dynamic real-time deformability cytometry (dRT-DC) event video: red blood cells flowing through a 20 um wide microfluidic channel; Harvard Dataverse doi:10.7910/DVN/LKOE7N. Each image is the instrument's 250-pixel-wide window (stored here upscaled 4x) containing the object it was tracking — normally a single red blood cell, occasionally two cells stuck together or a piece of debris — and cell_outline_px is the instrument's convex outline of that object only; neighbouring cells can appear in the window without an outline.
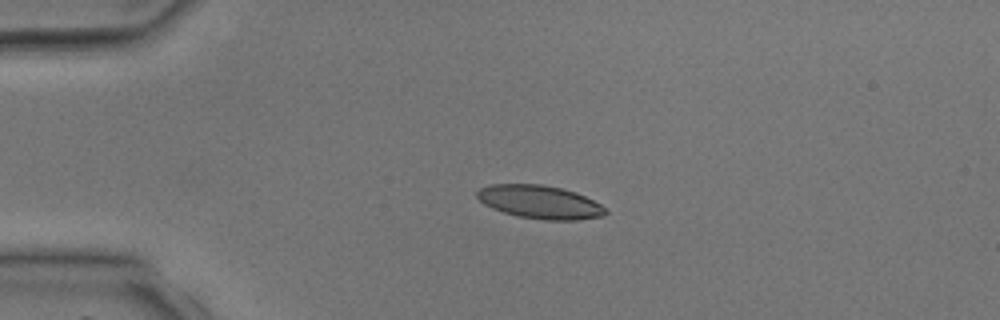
{"species": "common noctule bat (a hibernating species)", "species_latin": "Nyctalus noctula", "temperature_condition": "room temperature", "stored_images_in_passage": 4, "camera_frame_rate_fps": 3000, "um_per_image_px": 0.085, "animal": {"sex": "male", "body_mass_g": 17.9, "forearm_length_mm": 54.2}, "frame": {"image": 1, "passage_image": 3, "time_ms": 2.333, "image_size_px": [1000, 320], "cell_outline_px": [[608, 212], [604, 216], [576, 220], [544, 220], [516, 216], [492, 208], [484, 204], [476, 196], [476, 192], [480, 188], [492, 184], [544, 184], [576, 192], [600, 204]], "centroid_in_image_um": [45.88, 17.17], "position_along_channel_um": 39.1, "area_um2": 24.91}}